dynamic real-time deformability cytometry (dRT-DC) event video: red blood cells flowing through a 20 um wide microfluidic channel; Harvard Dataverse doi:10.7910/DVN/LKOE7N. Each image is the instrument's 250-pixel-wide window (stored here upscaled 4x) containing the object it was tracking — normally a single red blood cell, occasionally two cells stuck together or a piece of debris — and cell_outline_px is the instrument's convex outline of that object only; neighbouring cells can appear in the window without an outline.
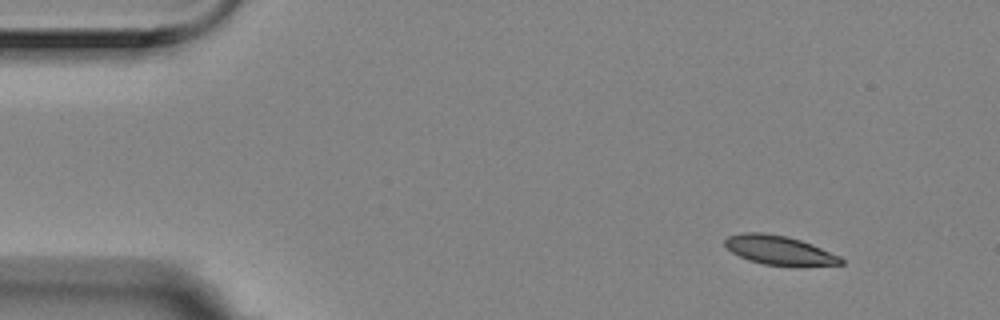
{"species": "Egyptian fruit bat (a non-hibernating species)", "species_latin": "Rousettus aegyptiacus", "temperature_condition": "room temperature", "stored_images_in_passage": 4, "camera_frame_rate_fps": 3000, "um_per_image_px": 0.085, "animal": {"sex": "female"}, "frame": {"image": 1, "passage_image": 1, "time_ms": 0.0, "image_size_px": [1000, 320], "cell_outline_px": [[844, 264], [800, 268], [796, 268], [764, 264], [748, 260], [732, 252], [724, 244], [724, 240], [728, 236], [740, 232], [764, 232], [788, 236], [812, 244], [840, 256], [844, 260]], "centroid_in_image_um": [66.29, 21.3], "position_along_channel_um": 18.7, "area_um2": 20.4}}